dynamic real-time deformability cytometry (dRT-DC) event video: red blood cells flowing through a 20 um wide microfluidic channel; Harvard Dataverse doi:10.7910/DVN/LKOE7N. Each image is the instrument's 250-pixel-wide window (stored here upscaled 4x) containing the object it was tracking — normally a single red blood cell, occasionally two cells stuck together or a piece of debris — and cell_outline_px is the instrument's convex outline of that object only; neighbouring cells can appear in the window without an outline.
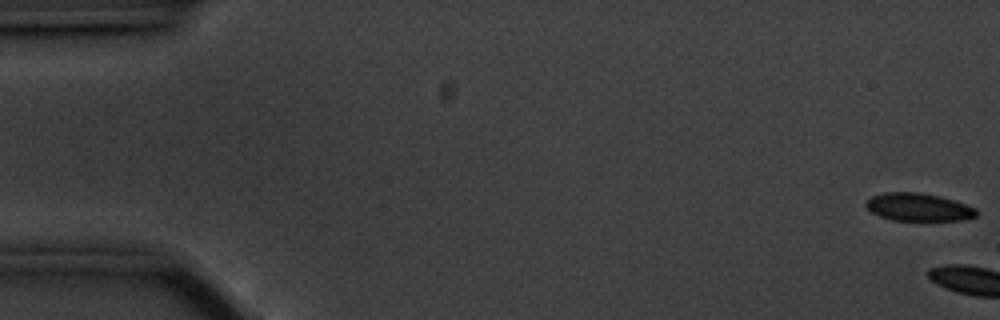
{"species": "common noctule bat (a hibernating species)", "species_latin": "Nyctalus noctula", "temperature_condition": "cold", "stored_images_in_passage": 4, "camera_frame_rate_fps": 3000, "um_per_image_px": 0.085, "animal": {"sex": "male", "body_mass_g": 20.1, "forearm_length_mm": 53.5}, "frame": {"image": 1, "passage_image": 1, "time_ms": 0.0, "image_size_px": [1000, 320], "cell_outline_px": [[976, 216], [964, 220], [892, 220], [880, 216], [872, 212], [864, 204], [868, 196], [884, 192], [920, 192], [940, 196], [976, 208]], "centroid_in_image_um": [78.01, 17.59], "position_along_channel_um": 7.0, "area_um2": 17.92}}